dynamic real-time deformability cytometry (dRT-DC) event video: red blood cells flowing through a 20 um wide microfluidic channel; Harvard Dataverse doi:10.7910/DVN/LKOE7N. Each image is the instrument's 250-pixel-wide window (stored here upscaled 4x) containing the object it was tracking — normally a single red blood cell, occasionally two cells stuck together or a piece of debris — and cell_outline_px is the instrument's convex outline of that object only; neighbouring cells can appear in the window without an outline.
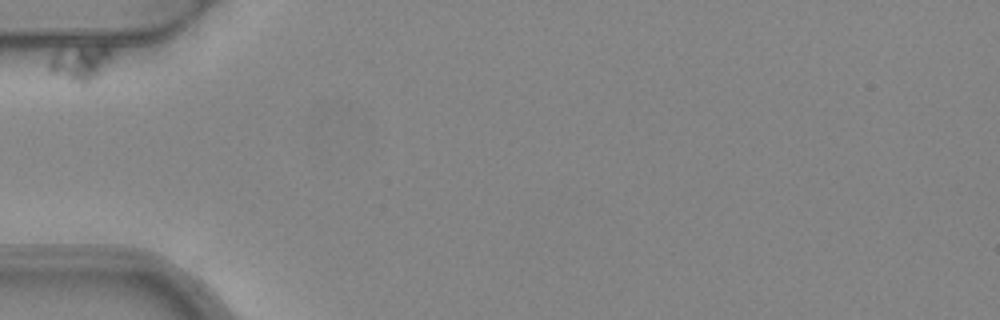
{"species": "common noctule bat (a hibernating species)", "species_latin": "Nyctalus noctula", "temperature_condition": "warm", "stored_images_in_passage": 2, "camera_frame_rate_fps": 3000, "um_per_image_px": 0.085, "animal": {"sex": "female", "body_mass_g": 24.6, "forearm_length_mm": 56.2}, "frame": {"image": 1, "passage_image": 1, "time_ms": 0.0, "image_size_px": [1000, 320], "cell_outline_px": [[112, 60], [100, 76], [88, 84], [80, 84], [48, 72], [48, 60], [56, 52], [100, 44], [104, 44], [112, 48]], "centroid_in_image_um": [6.89, 5.37], "position_along_channel_um": 78.1, "area_um2": 13.29}}